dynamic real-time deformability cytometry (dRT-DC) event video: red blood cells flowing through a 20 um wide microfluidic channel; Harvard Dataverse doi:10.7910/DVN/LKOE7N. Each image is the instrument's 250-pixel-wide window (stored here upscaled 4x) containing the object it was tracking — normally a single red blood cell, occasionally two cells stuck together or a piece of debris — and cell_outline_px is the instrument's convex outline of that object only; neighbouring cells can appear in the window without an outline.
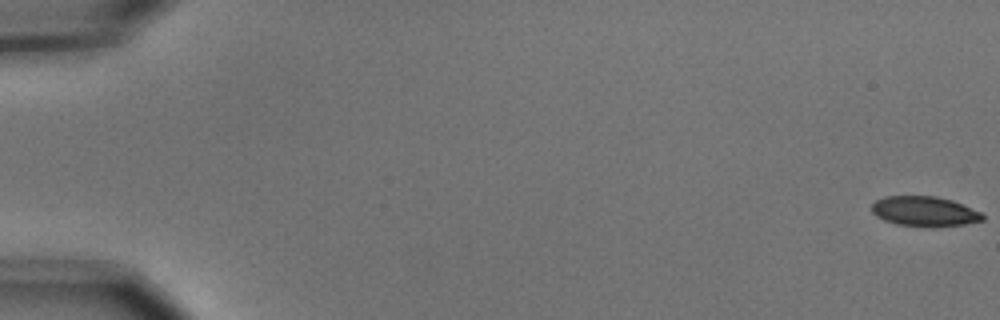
{"species": "common noctule bat (a hibernating species)", "species_latin": "Nyctalus noctula", "temperature_condition": "cold", "stored_images_in_passage": 13, "camera_frame_rate_fps": 3000, "um_per_image_px": 0.085, "animal": {"sex": "male", "body_mass_g": 15.6}, "frame": {"image": 1, "passage_image": 1, "time_ms": 0.0, "image_size_px": [1000, 320], "cell_outline_px": [[984, 220], [964, 224], [896, 224], [884, 220], [876, 216], [872, 212], [872, 204], [876, 200], [884, 196], [936, 196], [952, 200], [980, 212], [984, 216]], "centroid_in_image_um": [78.54, 17.91], "position_along_channel_um": 6.5, "area_um2": 18.5}}